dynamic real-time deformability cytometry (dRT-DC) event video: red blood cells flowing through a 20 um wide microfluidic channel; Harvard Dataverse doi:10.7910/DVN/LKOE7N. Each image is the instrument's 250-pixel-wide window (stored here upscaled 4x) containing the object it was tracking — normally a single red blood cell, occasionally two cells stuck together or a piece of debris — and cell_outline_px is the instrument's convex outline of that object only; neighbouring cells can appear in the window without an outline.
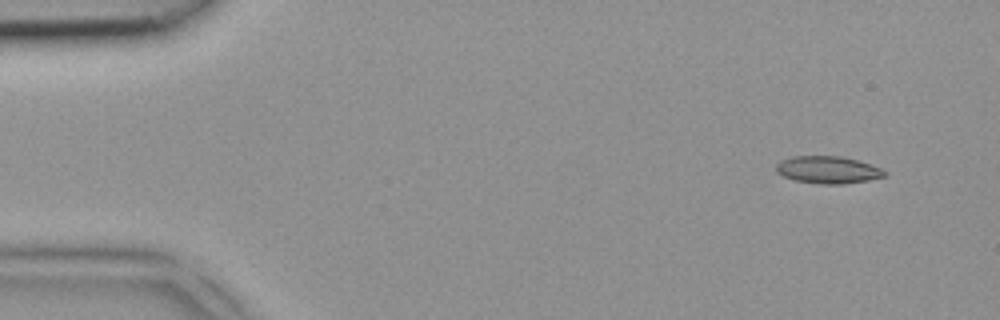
{"species": "common noctule bat (a hibernating species)", "species_latin": "Nyctalus noctula", "temperature_condition": "room temperature", "stored_images_in_passage": 6, "camera_frame_rate_fps": 3000, "um_per_image_px": 0.085, "animal": {"sex": "female", "body_mass_g": 18.4}, "frame": {"image": 1, "passage_image": 1, "time_ms": 0.0, "image_size_px": [1000, 320], "cell_outline_px": [[888, 176], [868, 180], [844, 184], [820, 184], [796, 180], [784, 176], [776, 172], [776, 164], [780, 160], [792, 156], [840, 156], [856, 160], [880, 168], [888, 172]], "centroid_in_image_um": [70.37, 14.44], "position_along_channel_um": 14.6, "area_um2": 17.22}}
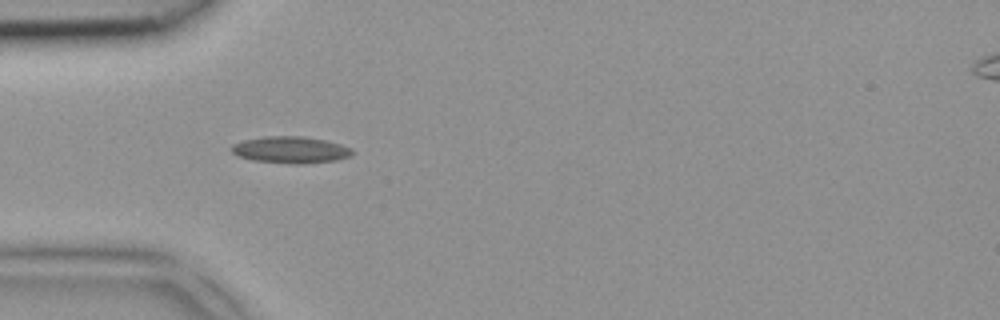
{"frame": {"image": 2, "passage_image": 4, "time_ms": 1.0, "image_size_px": [1000, 320], "cell_outline_px": [[356, 152], [352, 156], [336, 160], [304, 164], [296, 164], [252, 160], [240, 156], [232, 152], [232, 144], [244, 140], [264, 136], [304, 136], [324, 140], [340, 144], [352, 148]], "centroid_in_image_um": [24.75, 12.73], "position_along_channel_um": 60.2, "area_um2": 18.84}}